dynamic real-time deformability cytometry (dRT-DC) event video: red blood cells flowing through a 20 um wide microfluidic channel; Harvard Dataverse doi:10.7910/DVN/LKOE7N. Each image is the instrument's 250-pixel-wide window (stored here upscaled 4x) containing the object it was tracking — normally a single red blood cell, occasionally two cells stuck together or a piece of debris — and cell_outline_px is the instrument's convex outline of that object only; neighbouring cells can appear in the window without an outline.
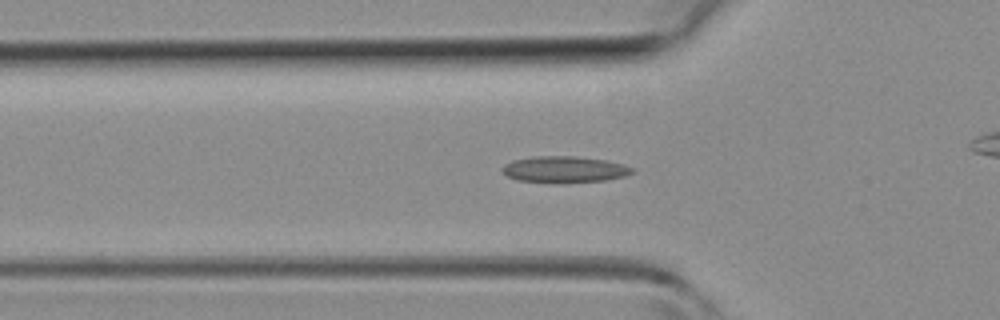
{"species": "common noctule bat (a hibernating species)", "species_latin": "Nyctalus noctula", "temperature_condition": "room temperature", "stored_images_in_passage": 43, "camera_frame_rate_fps": 3000, "um_per_image_px": 0.085, "animal": {"sex": "female", "body_mass_g": 19.3, "forearm_length_mm": 54.1}, "frame": {"image": 1, "passage_image": 13, "time_ms": 4.0, "image_size_px": [1000, 320], "cell_outline_px": [[636, 172], [624, 176], [604, 180], [564, 184], [552, 184], [516, 180], [508, 176], [500, 168], [504, 164], [512, 160], [536, 156], [576, 156], [604, 160], [624, 164], [636, 168]], "centroid_in_image_um": [47.98, 14.42], "position_along_channel_um": 77.8, "area_um2": 20.52}}
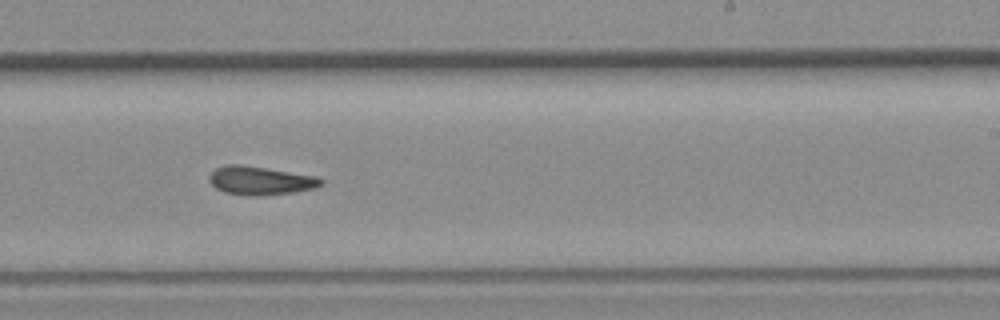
{"frame": {"image": 2, "passage_image": 25, "time_ms": 8.0, "image_size_px": [1000, 320], "cell_outline_px": [[324, 184], [316, 188], [292, 192], [260, 196], [248, 196], [224, 192], [216, 188], [208, 180], [208, 176], [216, 168], [228, 164], [236, 164], [264, 168], [316, 176], [324, 180]], "centroid_in_image_um": [22.13, 15.36], "position_along_channel_um": 266.9, "area_um2": 18.5}}
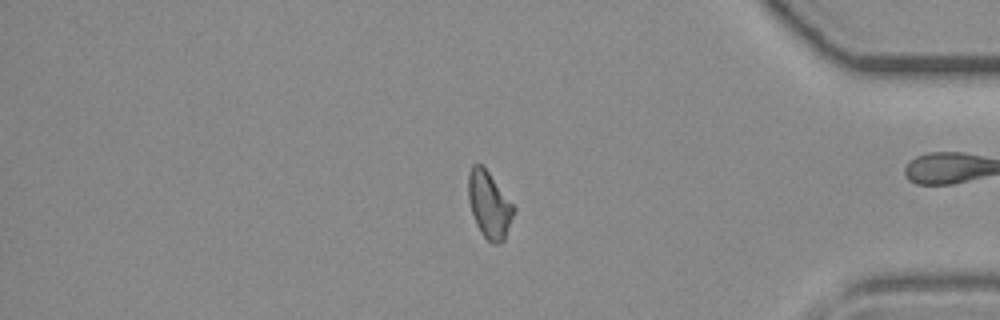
{"frame": {"image": 3, "passage_image": 35, "time_ms": 11.333, "image_size_px": [1000, 320], "cell_outline_px": [[516, 208], [504, 240], [496, 244], [492, 244], [480, 232], [476, 224], [468, 200], [468, 172], [472, 164], [480, 164], [488, 172]], "centroid_in_image_um": [41.57, 17.41], "position_along_channel_um": 393.6, "area_um2": 17.46}}